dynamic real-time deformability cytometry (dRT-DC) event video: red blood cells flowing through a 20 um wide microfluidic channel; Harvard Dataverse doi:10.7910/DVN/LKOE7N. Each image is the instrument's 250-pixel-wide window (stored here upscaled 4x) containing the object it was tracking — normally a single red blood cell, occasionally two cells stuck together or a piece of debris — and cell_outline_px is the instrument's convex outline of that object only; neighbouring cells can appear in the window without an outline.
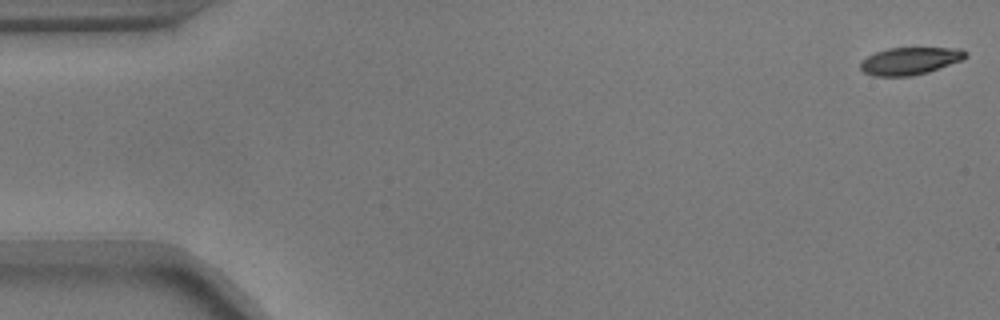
{"species": "common noctule bat (a hibernating species)", "species_latin": "Nyctalus noctula", "temperature_condition": "warm", "stored_images_in_passage": 55, "camera_frame_rate_fps": 3000, "um_per_image_px": 0.085, "animal": {"sex": "male", "body_mass_g": 17.9}, "frame": {"image": 1, "passage_image": 1, "time_ms": 0.0, "image_size_px": [1000, 320], "cell_outline_px": [[968, 56], [964, 60], [928, 72], [912, 76], [872, 76], [864, 72], [860, 68], [860, 64], [868, 56], [876, 52], [888, 48], [960, 48], [968, 52]], "centroid_in_image_um": [77.4, 5.18], "position_along_channel_um": 7.6, "area_um2": 16.88}}
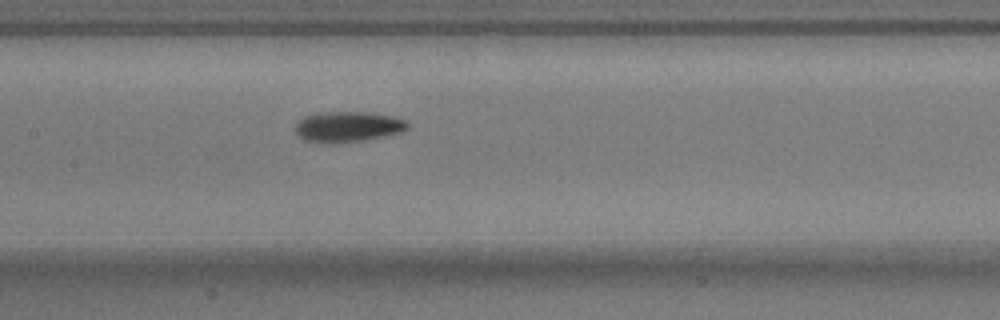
{"frame": {"image": 2, "passage_image": 26, "time_ms": 8.333, "image_size_px": [1000, 320], "cell_outline_px": [[408, 128], [400, 132], [384, 136], [364, 140], [320, 144], [304, 140], [296, 136], [296, 120], [304, 116], [320, 112], [368, 112], [392, 116], [408, 120]], "centroid_in_image_um": [29.52, 10.77], "position_along_channel_um": 177.9, "area_um2": 20.23}}
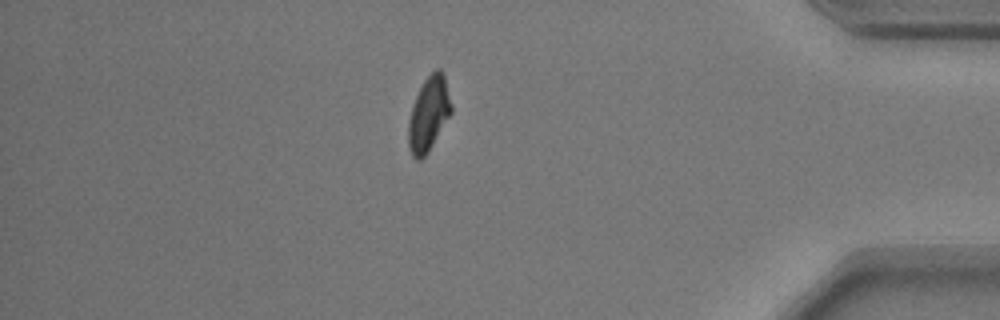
{"frame": {"image": 3, "passage_image": 47, "time_ms": 15.333, "image_size_px": [1000, 320], "cell_outline_px": [[452, 112], [428, 152], [420, 160], [416, 160], [412, 156], [408, 148], [408, 120], [412, 104], [424, 80], [436, 68], [440, 68], [444, 72], [452, 104]], "centroid_in_image_um": [36.44, 9.67], "position_along_channel_um": 398.8, "area_um2": 18.79}}